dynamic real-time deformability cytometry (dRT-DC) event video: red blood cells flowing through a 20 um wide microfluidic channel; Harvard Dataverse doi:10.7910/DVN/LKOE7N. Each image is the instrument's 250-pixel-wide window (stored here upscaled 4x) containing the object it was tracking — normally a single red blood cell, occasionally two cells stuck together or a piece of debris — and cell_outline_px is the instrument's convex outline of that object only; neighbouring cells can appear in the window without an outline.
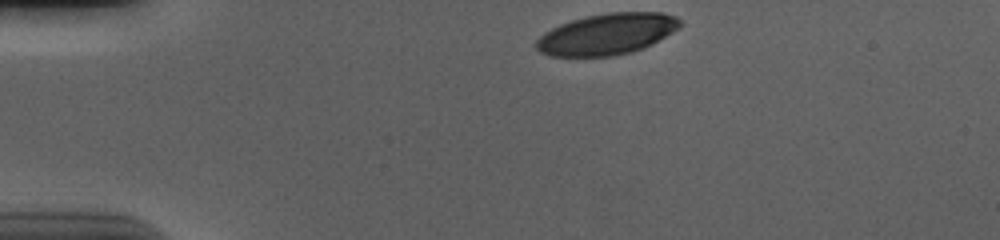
{"species": "human", "species_latin": "Homo sapiens", "temperature_condition": "cold", "stored_images_in_passage": 36, "camera_frame_rate_fps": 3000, "um_per_image_px": 0.085, "donor": {"sex": "male"}, "frame": {"image": 1, "passage_image": 1, "time_ms": 0.0, "image_size_px": [1000, 240], "cell_outline_px": [[684, 24], [672, 32], [652, 44], [644, 48], [632, 52], [612, 56], [548, 56], [540, 52], [536, 48], [536, 40], [544, 32], [560, 24], [572, 20], [588, 16], [608, 12], [664, 12], [676, 16]], "centroid_in_image_um": [51.61, 2.89], "position_along_channel_um": 33.4, "area_um2": 34.62}}
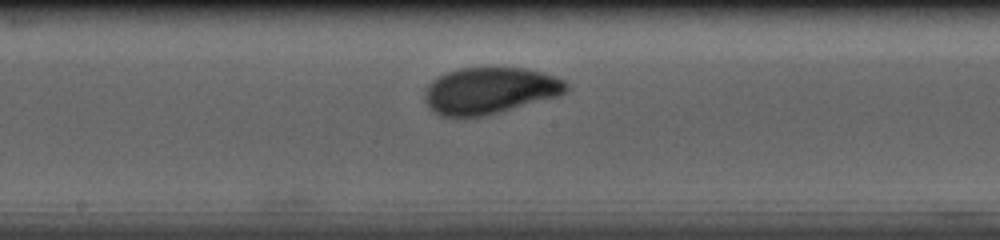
{"frame": {"image": 2, "passage_image": 20, "time_ms": 6.333, "image_size_px": [1000, 240], "cell_outline_px": [[568, 88], [560, 96], [500, 112], [484, 116], [440, 116], [424, 100], [424, 92], [432, 80], [448, 72], [460, 68], [524, 68], [556, 76], [564, 80], [568, 84]], "centroid_in_image_um": [41.66, 7.7], "position_along_channel_um": 206.5, "area_um2": 38.15}}
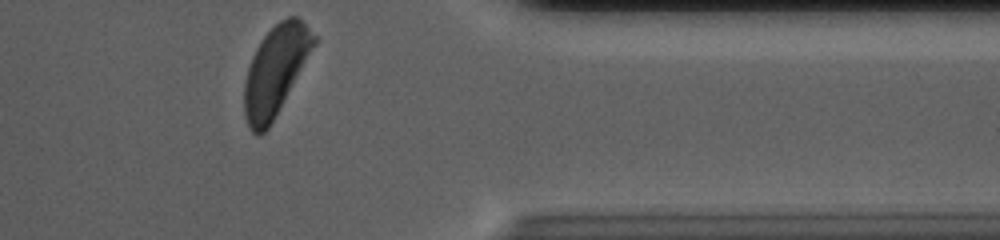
{"frame": {"image": 3, "passage_image": 36, "time_ms": 11.667, "image_size_px": [1000, 240], "cell_outline_px": [[316, 44], [268, 128], [260, 136], [256, 136], [248, 128], [244, 116], [244, 84], [248, 68], [252, 56], [256, 48], [264, 36], [280, 20], [288, 16], [296, 16], [316, 36]], "centroid_in_image_um": [23.39, 6.03], "position_along_channel_um": 388.0, "area_um2": 35.66}, "authors_computed_cell_mechanics": {"area_um2": 37.2521, "velocity_mm_per_s": 3.6496, "shape_relaxation_time_tau1_ms": 2.6421, "shape_relaxation_time_tau2_ms": null, "deformation_change_tau1": 0.1358, "deformation_change_tau2": null}}